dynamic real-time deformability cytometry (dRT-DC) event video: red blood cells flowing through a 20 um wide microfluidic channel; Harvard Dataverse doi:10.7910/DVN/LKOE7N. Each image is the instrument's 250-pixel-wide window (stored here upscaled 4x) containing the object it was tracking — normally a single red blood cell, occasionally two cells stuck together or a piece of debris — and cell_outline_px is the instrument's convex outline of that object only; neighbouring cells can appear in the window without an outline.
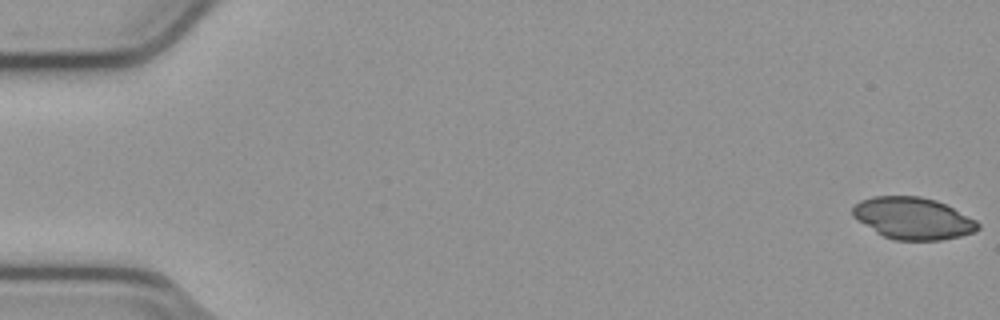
{"species": "common noctule bat (a hibernating species)", "species_latin": "Nyctalus noctula", "temperature_condition": "cold", "stored_images_in_passage": 53, "camera_frame_rate_fps": 3000, "um_per_image_px": 0.085, "animal": {"sex": "male", "body_mass_g": 23.1, "forearm_length_mm": 52.7}, "frame": {"image": 1, "passage_image": 1, "time_ms": 0.0, "image_size_px": [1000, 320], "cell_outline_px": [[980, 228], [976, 232], [960, 236], [940, 240], [896, 240], [884, 236], [876, 232], [852, 216], [852, 208], [860, 200], [872, 196], [920, 196], [936, 200], [976, 220], [980, 224]], "centroid_in_image_um": [77.6, 18.55], "position_along_channel_um": 7.4, "area_um2": 30.46}}